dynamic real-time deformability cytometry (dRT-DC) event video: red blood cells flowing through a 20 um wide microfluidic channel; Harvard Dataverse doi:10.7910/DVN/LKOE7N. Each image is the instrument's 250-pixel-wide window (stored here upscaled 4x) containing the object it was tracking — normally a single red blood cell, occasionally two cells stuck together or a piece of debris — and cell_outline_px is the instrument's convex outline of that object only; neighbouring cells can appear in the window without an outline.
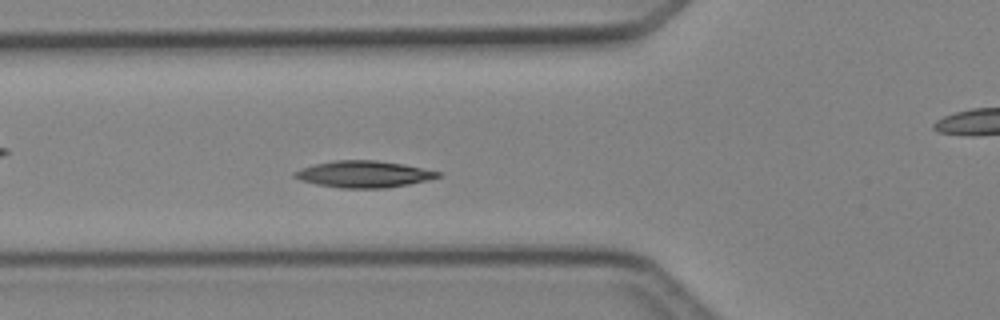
{"species": "Egyptian fruit bat (a non-hibernating species)", "species_latin": "Rousettus aegyptiacus", "temperature_condition": "cold", "stored_images_in_passage": 44, "camera_frame_rate_fps": 3000, "um_per_image_px": 0.085, "animal": {"sex": "female"}, "frame": {"image": 1, "passage_image": 13, "time_ms": 4.0, "image_size_px": [1000, 320], "cell_outline_px": [[440, 176], [408, 184], [384, 188], [340, 188], [316, 184], [292, 176], [292, 172], [316, 164], [336, 160], [376, 160], [400, 164], [440, 172]], "centroid_in_image_um": [30.87, 14.8], "position_along_channel_um": 94.9, "area_um2": 21.68}}
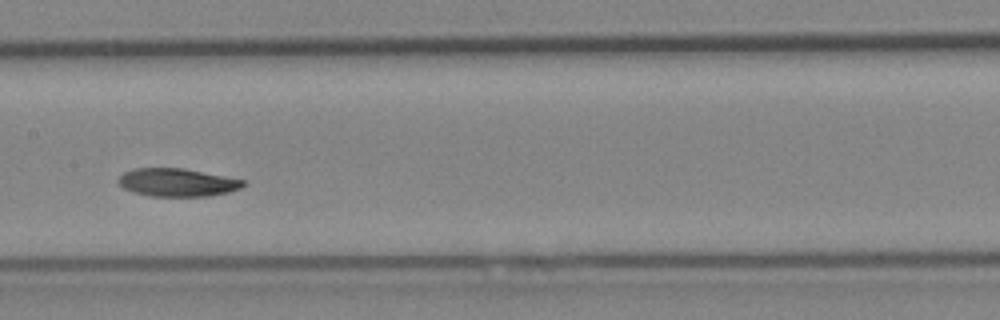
{"frame": {"image": 2, "passage_image": 20, "time_ms": 6.333, "image_size_px": [1000, 320], "cell_outline_px": [[244, 184], [240, 188], [228, 192], [204, 196], [152, 196], [136, 192], [124, 188], [120, 184], [120, 176], [124, 172], [136, 168], [184, 168], [244, 180]], "centroid_in_image_um": [15.07, 15.5], "position_along_channel_um": 192.3, "area_um2": 19.94}}
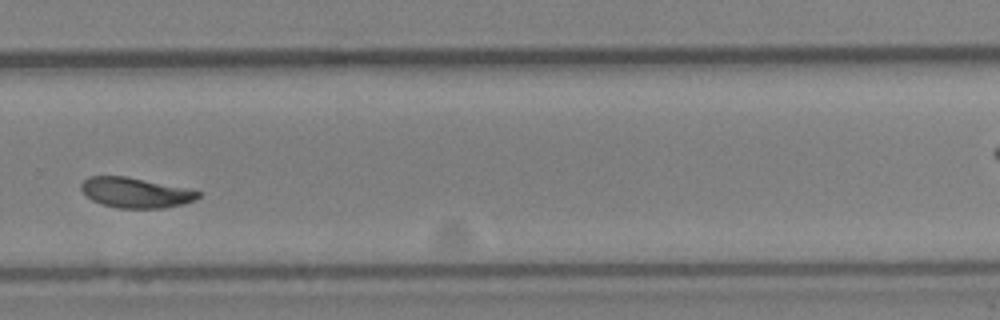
{"frame": {"image": 3, "passage_image": 29, "time_ms": 9.333, "image_size_px": [1000, 320], "cell_outline_px": [[200, 196], [196, 200], [184, 204], [164, 208], [116, 208], [92, 200], [80, 188], [80, 184], [84, 180], [92, 176], [124, 176], [188, 188], [200, 192]], "centroid_in_image_um": [11.55, 16.38], "position_along_channel_um": 318.2, "area_um2": 20.46}, "authors_computed_cell_mechanics": {"area_um2": 20.519, "velocity_mm_per_s": 4.1909, "shape_relaxation_time_tau1_ms": 5.3748, "shape_relaxation_time_tau2_ms": 6.4479, "deformation_change_tau1": 0.119, "deformation_change_tau2": 0.1168}}